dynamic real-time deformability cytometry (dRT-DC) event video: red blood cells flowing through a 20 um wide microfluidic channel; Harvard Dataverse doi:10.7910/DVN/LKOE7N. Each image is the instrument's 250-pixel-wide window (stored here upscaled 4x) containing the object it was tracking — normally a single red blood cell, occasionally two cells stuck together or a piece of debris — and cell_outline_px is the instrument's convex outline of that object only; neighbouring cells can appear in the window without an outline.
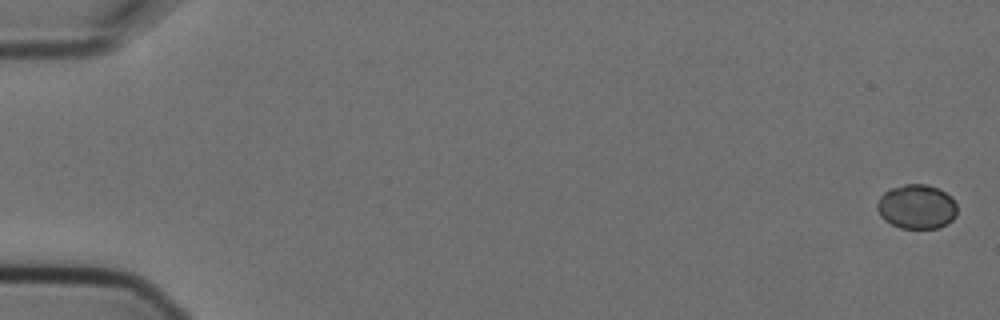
{"species": "Egyptian fruit bat (a non-hibernating species)", "species_latin": "Rousettus aegyptiacus", "temperature_condition": "cold", "stored_images_in_passage": 4, "camera_frame_rate_fps": 3000, "um_per_image_px": 0.085, "animal": {"sex": "female"}, "frame": {"image": 1, "passage_image": 1, "time_ms": 0.0, "image_size_px": [1000, 320], "cell_outline_px": [[956, 216], [948, 224], [940, 228], [900, 228], [884, 220], [880, 216], [876, 208], [876, 204], [880, 196], [888, 188], [904, 184], [928, 184], [952, 196], [956, 204]], "centroid_in_image_um": [77.9, 17.57], "position_along_channel_um": 7.1, "area_um2": 20.98}}